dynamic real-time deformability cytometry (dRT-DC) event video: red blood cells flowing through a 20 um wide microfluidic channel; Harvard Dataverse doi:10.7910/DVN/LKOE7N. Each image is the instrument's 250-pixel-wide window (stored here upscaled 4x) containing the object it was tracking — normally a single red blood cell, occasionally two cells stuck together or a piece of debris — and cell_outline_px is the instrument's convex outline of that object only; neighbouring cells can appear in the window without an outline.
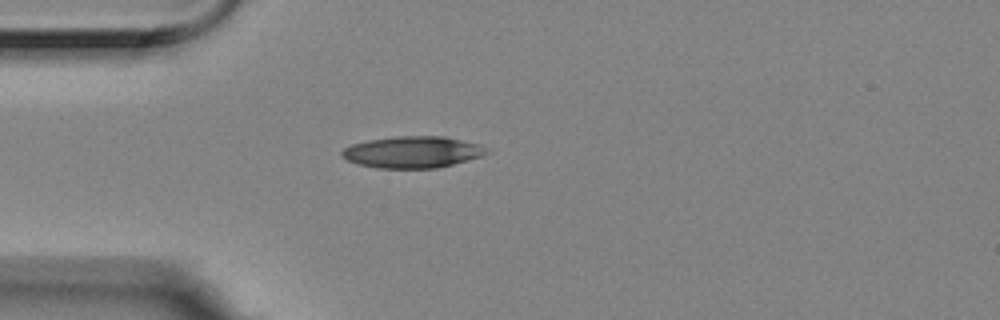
{"species": "Egyptian fruit bat (a non-hibernating species)", "species_latin": "Rousettus aegyptiacus", "temperature_condition": "room temperature", "stored_images_in_passage": 1, "camera_frame_rate_fps": 3000, "um_per_image_px": 0.085, "animal": {"sex": "female"}, "frame": {"image": 1, "passage_image": 1, "time_ms": 0.0, "image_size_px": [1000, 320], "cell_outline_px": [[492, 152], [468, 160], [436, 168], [380, 168], [360, 164], [348, 160], [340, 156], [340, 152], [344, 148], [352, 144], [368, 140], [396, 136], [444, 136], [476, 144]], "centroid_in_image_um": [35.03, 12.92], "position_along_channel_um": 50.0, "area_um2": 26.36}}